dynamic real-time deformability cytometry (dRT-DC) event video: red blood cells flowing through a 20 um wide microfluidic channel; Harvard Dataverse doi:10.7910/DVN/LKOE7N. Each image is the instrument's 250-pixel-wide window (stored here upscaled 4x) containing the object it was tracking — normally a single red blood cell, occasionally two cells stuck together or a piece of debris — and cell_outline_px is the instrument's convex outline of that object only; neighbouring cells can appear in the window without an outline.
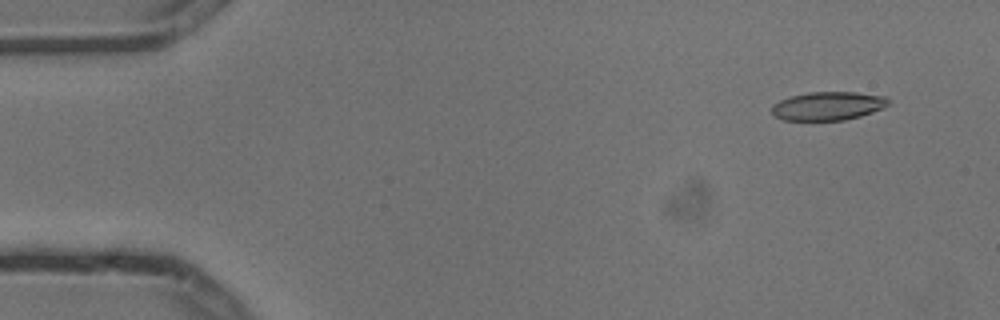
{"species": "common noctule bat (a hibernating species)", "species_latin": "Nyctalus noctula", "temperature_condition": "cold", "stored_images_in_passage": 5, "camera_frame_rate_fps": 3000, "um_per_image_px": 0.085, "animal": {"sex": "male", "body_mass_g": 13.3}, "frame": {"image": 1, "passage_image": 2, "time_ms": 0.333, "image_size_px": [1000, 320], "cell_outline_px": [[888, 104], [884, 108], [860, 116], [844, 120], [784, 120], [772, 116], [772, 104], [780, 100], [792, 96], [808, 92], [856, 92], [888, 96]], "centroid_in_image_um": [70.38, 9.0], "position_along_channel_um": 14.6, "area_um2": 19.48}}
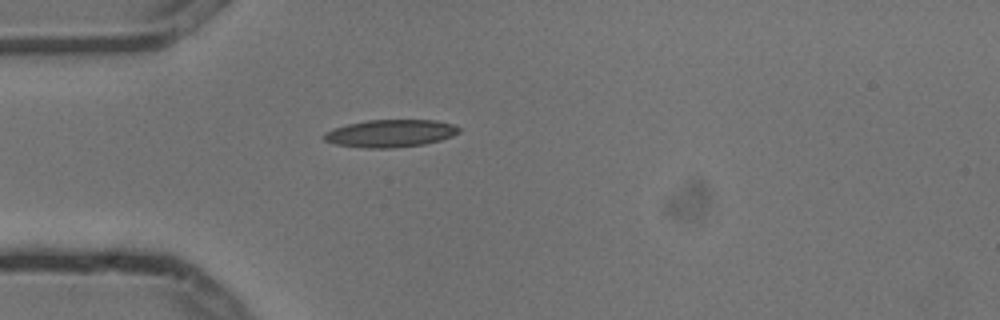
{"frame": {"image": 2, "passage_image": 5, "time_ms": 1.333, "image_size_px": [1000, 320], "cell_outline_px": [[460, 132], [452, 136], [440, 140], [424, 144], [392, 148], [364, 148], [336, 144], [324, 140], [320, 136], [324, 132], [332, 128], [348, 124], [368, 120], [436, 120], [452, 124], [460, 128]], "centroid_in_image_um": [33.15, 11.33], "position_along_channel_um": 51.9, "area_um2": 21.73}}